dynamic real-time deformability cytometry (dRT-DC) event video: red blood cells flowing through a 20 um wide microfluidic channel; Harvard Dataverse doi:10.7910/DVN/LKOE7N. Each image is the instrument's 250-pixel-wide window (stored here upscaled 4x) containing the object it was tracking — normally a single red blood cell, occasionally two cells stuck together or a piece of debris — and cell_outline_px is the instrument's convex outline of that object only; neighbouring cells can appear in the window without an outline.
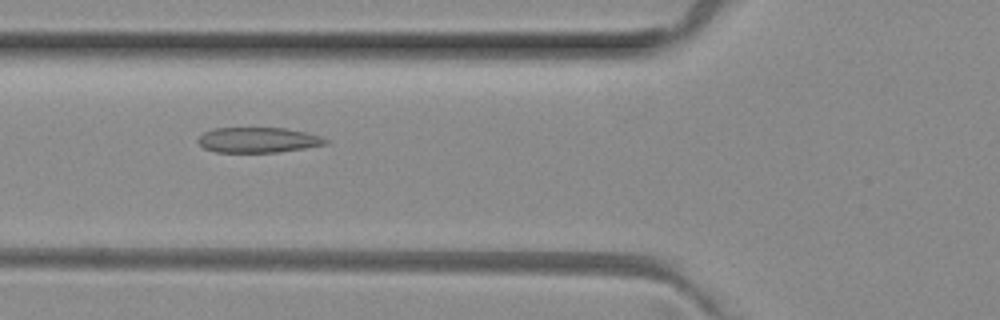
{"species": "common noctule bat (a hibernating species)", "species_latin": "Nyctalus noctula", "temperature_condition": "room temperature", "stored_images_in_passage": 6, "camera_frame_rate_fps": 3000, "um_per_image_px": 0.085, "animal": {"sex": "female", "body_mass_g": 29.2, "forearm_length_mm": 56.3}, "frame": {"image": 1, "passage_image": 4, "time_ms": 1.0, "image_size_px": [1000, 320], "cell_outline_px": [[328, 144], [280, 152], [216, 152], [204, 148], [196, 140], [204, 132], [212, 128], [284, 128], [308, 132], [320, 136], [328, 140]], "centroid_in_image_um": [21.94, 11.89], "position_along_channel_um": 103.9, "area_um2": 18.84}}
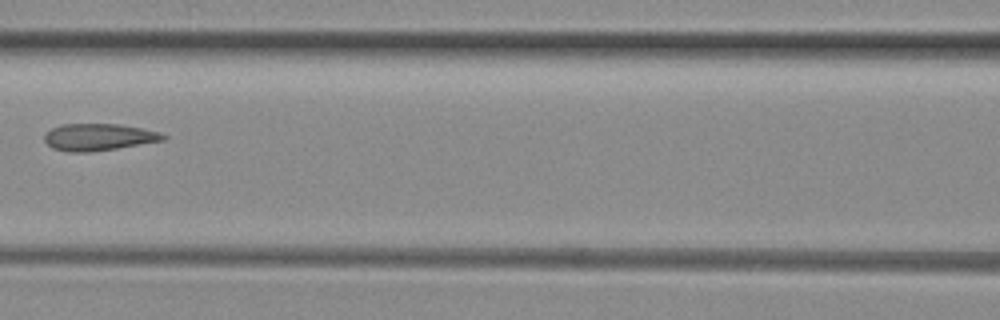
{"frame": {"image": 2, "passage_image": 5, "time_ms": 1.333, "image_size_px": [1000, 320], "cell_outline_px": [[168, 136], [164, 140], [116, 148], [88, 152], [68, 152], [52, 148], [44, 140], [44, 132], [60, 124], [120, 124], [160, 132]], "centroid_in_image_um": [8.34, 11.64], "position_along_channel_um": 158.3, "area_um2": 18.61}}
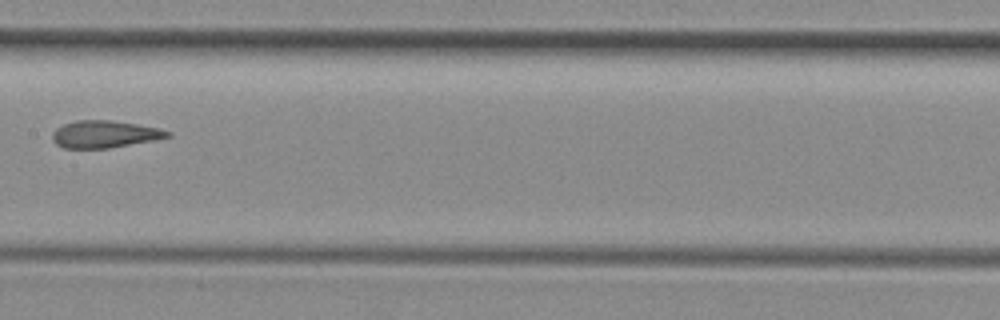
{"frame": {"image": 3, "passage_image": 6, "time_ms": 1.667, "image_size_px": [1000, 320], "cell_outline_px": [[172, 136], [152, 140], [108, 148], [64, 148], [56, 144], [52, 140], [52, 132], [56, 128], [64, 124], [76, 120], [112, 120], [160, 128], [172, 132]], "centroid_in_image_um": [8.88, 11.4], "position_along_channel_um": 198.5, "area_um2": 18.21}}